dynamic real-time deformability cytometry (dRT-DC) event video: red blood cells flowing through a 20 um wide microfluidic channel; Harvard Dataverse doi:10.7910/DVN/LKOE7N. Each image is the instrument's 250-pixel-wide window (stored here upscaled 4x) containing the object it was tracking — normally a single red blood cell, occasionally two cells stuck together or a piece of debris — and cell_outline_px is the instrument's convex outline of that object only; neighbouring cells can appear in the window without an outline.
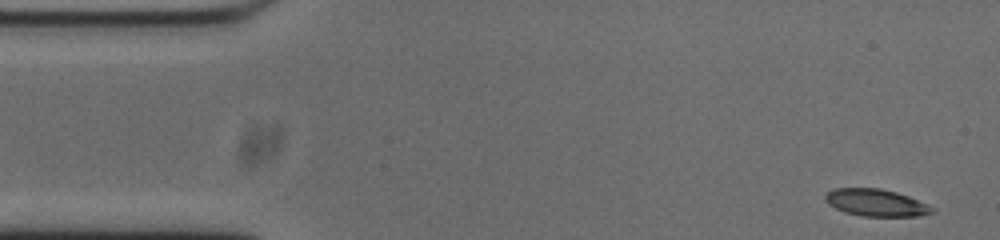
{"species": "common noctule bat (a hibernating species)", "species_latin": "Nyctalus noctula", "temperature_condition": "cold", "stored_images_in_passage": 52, "camera_frame_rate_fps": 3000, "um_per_image_px": 0.085, "animal": {"sex": "male", "body_mass_g": 20.0, "forearm_length_mm": 53.3}, "frame": {"image": 1, "passage_image": 1, "time_ms": 0.0, "image_size_px": [1000, 240], "cell_outline_px": [[936, 212], [916, 216], [860, 216], [844, 212], [828, 204], [824, 200], [824, 196], [832, 188], [880, 188], [896, 192], [908, 196], [936, 208]], "centroid_in_image_um": [74.45, 17.23], "position_along_channel_um": 10.5, "area_um2": 16.99}}
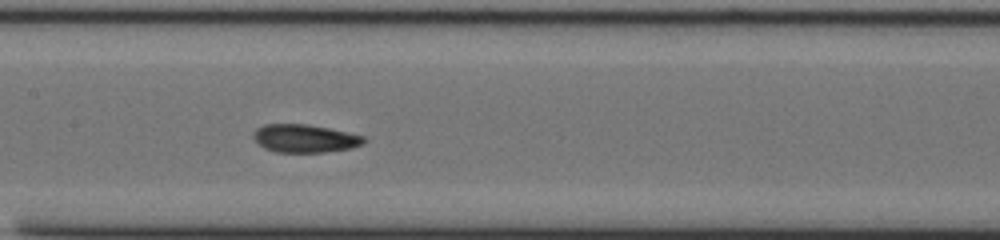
{"frame": {"image": 2, "passage_image": 23, "time_ms": 7.333, "image_size_px": [1000, 240], "cell_outline_px": [[368, 140], [364, 144], [352, 148], [324, 152], [276, 152], [264, 148], [252, 136], [252, 132], [256, 128], [264, 124], [308, 124], [328, 128], [364, 136]], "centroid_in_image_um": [25.92, 11.76], "position_along_channel_um": 181.5, "area_um2": 18.15}}
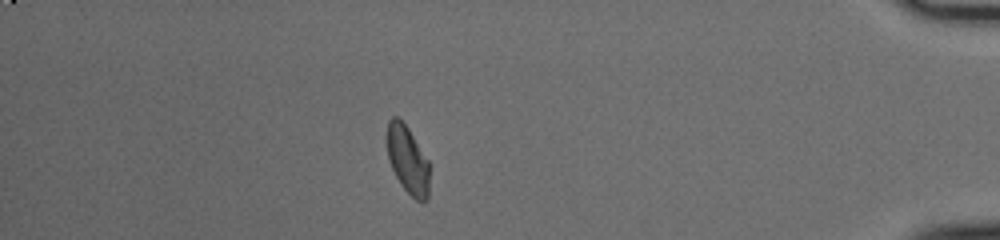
{"frame": {"image": 3, "passage_image": 45, "time_ms": 14.667, "image_size_px": [1000, 240], "cell_outline_px": [[428, 196], [424, 200], [416, 200], [400, 184], [388, 160], [384, 136], [388, 120], [392, 116], [396, 116], [408, 128], [428, 160]], "centroid_in_image_um": [34.58, 13.51], "position_along_channel_um": 400.6, "area_um2": 16.82}, "authors_computed_cell_mechanics": {"area_um2": 17.5712, "velocity_mm_per_s": 3.7156, "shape_relaxation_time_tau1_ms": 5.3121, "shape_relaxation_time_tau2_ms": 3.0665, "deformation_change_tau1": 0.1574, "deformation_change_tau2": 0.0629}}